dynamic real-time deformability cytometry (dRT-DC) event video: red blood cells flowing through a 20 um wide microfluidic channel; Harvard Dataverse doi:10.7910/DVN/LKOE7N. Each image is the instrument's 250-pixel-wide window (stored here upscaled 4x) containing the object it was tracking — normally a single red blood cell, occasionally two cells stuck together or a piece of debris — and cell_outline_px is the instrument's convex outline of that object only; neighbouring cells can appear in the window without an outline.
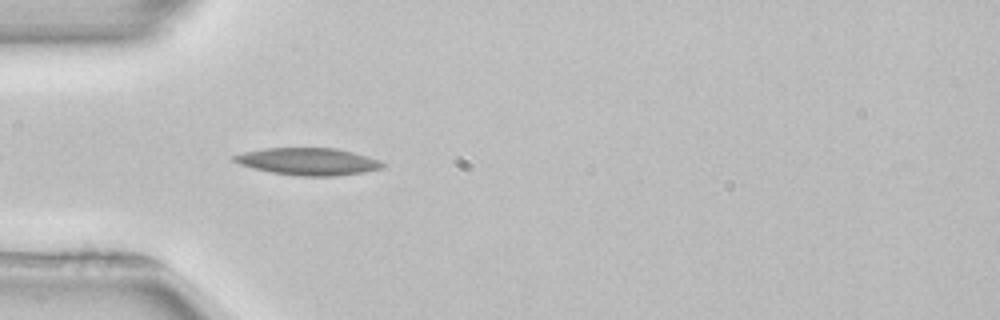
{"species": "common noctule bat (a hibernating species)", "species_latin": "Nyctalus noctula", "temperature_condition": "room temperature", "stored_images_in_passage": 15, "camera_frame_rate_fps": 3000, "um_per_image_px": 0.085, "animal": {"sex": "female", "body_mass_g": 22.7, "forearm_length_mm": 54.2}, "frame": {"image": 1, "passage_image": 3, "time_ms": 0.667, "image_size_px": [1000, 320], "cell_outline_px": [[388, 164], [384, 168], [364, 172], [336, 176], [300, 176], [272, 172], [240, 164], [232, 160], [232, 156], [244, 152], [264, 148], [336, 148], [352, 152], [380, 160]], "centroid_in_image_um": [26.25, 13.73], "position_along_channel_um": 58.8, "area_um2": 23.47}}